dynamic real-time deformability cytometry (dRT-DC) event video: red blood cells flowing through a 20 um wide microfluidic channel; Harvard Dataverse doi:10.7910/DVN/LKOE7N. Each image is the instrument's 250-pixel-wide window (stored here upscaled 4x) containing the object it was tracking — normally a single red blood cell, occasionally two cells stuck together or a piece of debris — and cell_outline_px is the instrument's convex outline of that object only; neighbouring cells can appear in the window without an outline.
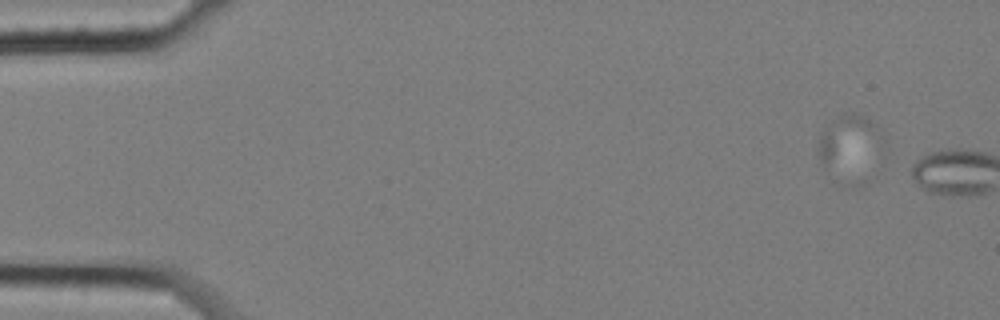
{"species": "common noctule bat (a hibernating species)", "species_latin": "Nyctalus noctula", "temperature_condition": "cold", "stored_images_in_passage": 9, "camera_frame_rate_fps": 3000, "um_per_image_px": 0.085, "animal": {"sex": "female", "body_mass_g": 25.1}, "frame": {"image": 1, "passage_image": 3, "time_ms": 0.667, "image_size_px": [1000, 320], "cell_outline_px": [[888, 140], [884, 156], [828, 164], [824, 164], [820, 160], [820, 136], [828, 124], [832, 120], [844, 112], [852, 112], [864, 116]], "centroid_in_image_um": [72.33, 11.89], "position_along_channel_um": 12.7, "area_um2": 18.79}}
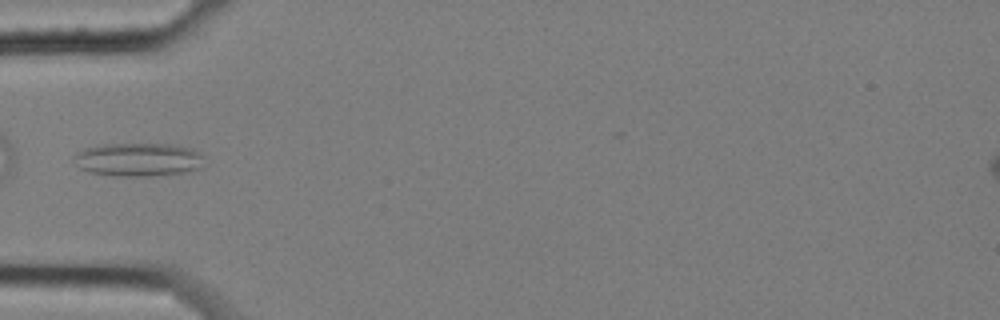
{"frame": {"image": 2, "passage_image": 9, "time_ms": 2.667, "image_size_px": [1000, 320], "cell_outline_px": [[204, 156], [200, 168], [184, 172], [152, 176], [116, 176], [88, 172], [80, 168], [72, 160], [72, 156], [76, 152], [84, 148], [104, 144], [176, 144], [192, 148]], "centroid_in_image_um": [11.72, 13.56], "position_along_channel_um": 73.3, "area_um2": 25.66}}